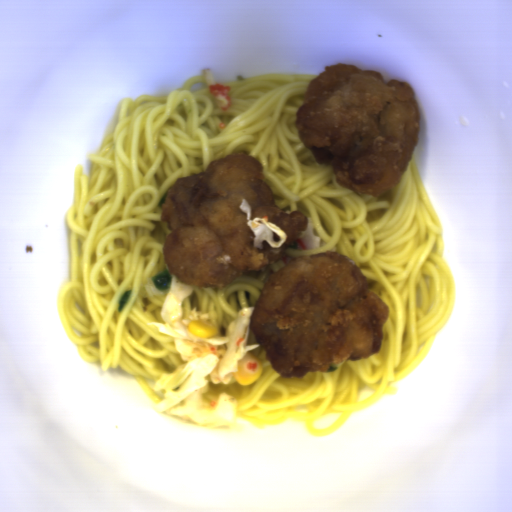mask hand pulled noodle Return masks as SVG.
Here are the masks:
<instances>
[{
    "instance_id": "hand-pulled-noodle-1",
    "label": "hand pulled noodle",
    "mask_w": 512,
    "mask_h": 512,
    "mask_svg": "<svg viewBox=\"0 0 512 512\" xmlns=\"http://www.w3.org/2000/svg\"><path fill=\"white\" fill-rule=\"evenodd\" d=\"M317 74L274 72L225 83L231 106L222 110L201 75L165 96L125 98L96 154L74 170L68 229L69 278L57 301L65 335L80 357L102 371L121 368L159 403L162 374L182 365L173 338L148 325L163 322L164 295L144 283L164 269L171 233L161 220L168 190L233 153L260 161L275 206L310 219L320 247L283 253H342L366 276L389 308L378 353L329 365L303 378L281 377L260 344L261 366L251 384H208L202 400L215 407L223 393L236 416L256 425L300 423L312 435L332 434L427 356L455 302L453 275L443 258L442 227L413 157L397 186L363 195L318 163L296 126L308 84ZM117 312L121 294L131 290Z\"/></svg>"
},
{
    "instance_id": "hand-pulled-noodle-2",
    "label": "hand pulled noodle",
    "mask_w": 512,
    "mask_h": 512,
    "mask_svg": "<svg viewBox=\"0 0 512 512\" xmlns=\"http://www.w3.org/2000/svg\"><path fill=\"white\" fill-rule=\"evenodd\" d=\"M284 266L280 258L273 264H267L258 271H248L238 276L232 283L218 289L216 287H197L181 303L183 316L191 312H204L212 316L221 334H226L235 315L241 309L253 307L268 278Z\"/></svg>"
},
{
    "instance_id": "hand-pulled-noodle-3",
    "label": "hand pulled noodle",
    "mask_w": 512,
    "mask_h": 512,
    "mask_svg": "<svg viewBox=\"0 0 512 512\" xmlns=\"http://www.w3.org/2000/svg\"><path fill=\"white\" fill-rule=\"evenodd\" d=\"M239 208L246 214V224L254 234L252 242L253 247L264 249L263 242L265 241L270 247L278 249L287 242L288 235L286 232L275 223L270 222L268 215L252 219V207L246 198H243ZM274 231L280 236V240L278 242H274L273 240Z\"/></svg>"
}]
</instances>
